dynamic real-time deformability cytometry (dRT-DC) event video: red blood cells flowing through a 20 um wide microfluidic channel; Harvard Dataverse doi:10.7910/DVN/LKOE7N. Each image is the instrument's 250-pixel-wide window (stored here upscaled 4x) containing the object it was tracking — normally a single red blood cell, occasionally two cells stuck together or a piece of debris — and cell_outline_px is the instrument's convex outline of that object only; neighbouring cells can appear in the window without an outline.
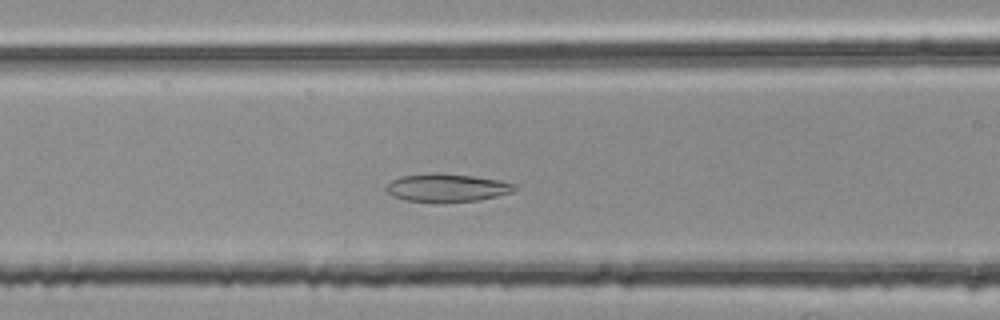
{"species": "common noctule bat (a hibernating species)", "species_latin": "Nyctalus noctula", "temperature_condition": "room temperature", "stored_images_in_passage": 42, "camera_frame_rate_fps": 3000, "um_per_image_px": 0.085, "animal": {"sex": "female", "body_mass_g": 25.1}, "frame": {"image": 1, "passage_image": 15, "time_ms": 4.667, "image_size_px": [1000, 320], "cell_outline_px": [[520, 188], [512, 192], [480, 200], [436, 204], [404, 200], [392, 196], [384, 192], [384, 188], [392, 180], [400, 176], [432, 172], [440, 172], [472, 176], [500, 180], [516, 184]], "centroid_in_image_um": [37.95, 15.98], "position_along_channel_um": 128.6, "area_um2": 21.85}}
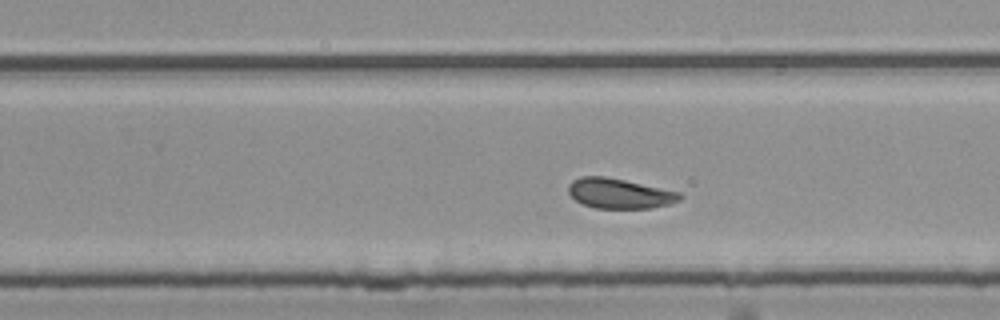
{"frame": {"image": 2, "passage_image": 27, "time_ms": 8.667, "image_size_px": [1000, 320], "cell_outline_px": [[684, 196], [680, 200], [672, 204], [652, 208], [596, 208], [584, 204], [576, 200], [568, 192], [568, 184], [572, 180], [580, 176], [604, 176], [624, 180], [680, 192]], "centroid_in_image_um": [52.67, 16.44], "position_along_channel_um": 277.1, "area_um2": 19.54}}
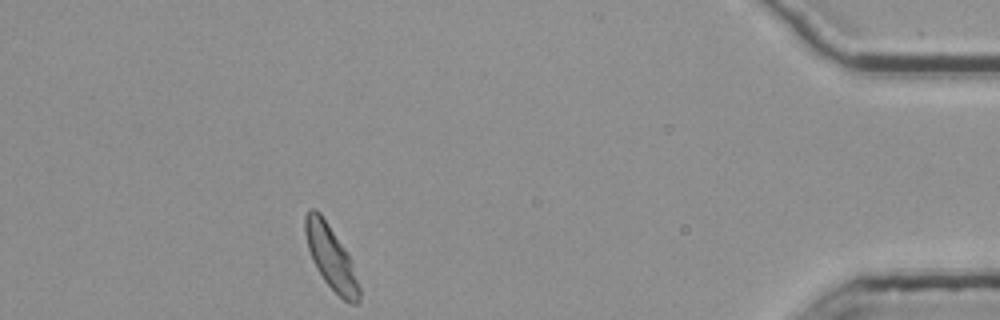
{"frame": {"image": 3, "passage_image": 42, "time_ms": 13.667, "image_size_px": [1000, 320], "cell_outline_px": [[360, 304], [352, 304], [344, 300], [324, 280], [316, 268], [312, 260], [308, 248], [304, 232], [304, 216], [308, 208], [316, 208], [320, 212], [348, 252], [360, 288]], "centroid_in_image_um": [28.12, 21.84], "position_along_channel_um": 407.1, "area_um2": 20.11}, "authors_computed_cell_mechanics": {"area_um2": 20.2011, "velocity_mm_per_s": 3.7307, "shape_relaxation_time_tau1_ms": null, "shape_relaxation_time_tau2_ms": 3.4841, "deformation_change_tau1": null, "deformation_change_tau2": 0.0858}}